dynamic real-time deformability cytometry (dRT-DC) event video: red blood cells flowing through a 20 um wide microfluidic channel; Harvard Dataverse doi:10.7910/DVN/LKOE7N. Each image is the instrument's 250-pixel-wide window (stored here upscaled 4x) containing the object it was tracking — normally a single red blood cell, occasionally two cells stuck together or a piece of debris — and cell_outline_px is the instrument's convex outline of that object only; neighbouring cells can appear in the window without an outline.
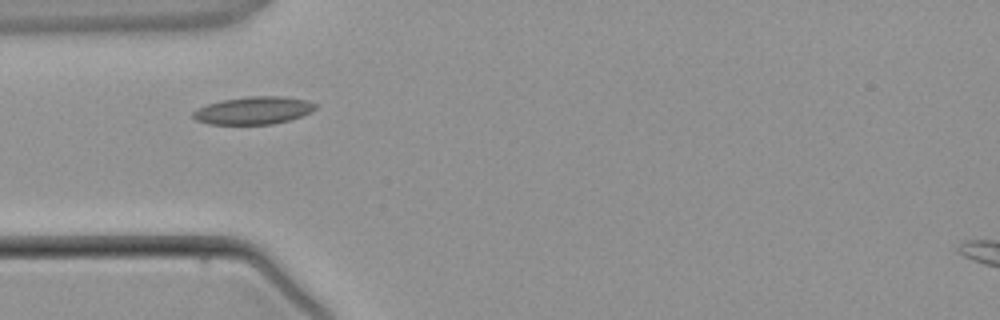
{"species": "common noctule bat (a hibernating species)", "species_latin": "Nyctalus noctula", "temperature_condition": "warm", "stored_images_in_passage": 1, "camera_frame_rate_fps": 3000, "um_per_image_px": 0.085, "animal": {"sex": "male", "body_mass_g": 21.5, "forearm_length_mm": 52.0}, "frame": {"image": 1, "passage_image": 1, "time_ms": 0.0, "image_size_px": [1000, 320], "cell_outline_px": [[316, 108], [312, 112], [288, 120], [272, 124], [208, 124], [196, 120], [192, 116], [192, 112], [196, 108], [220, 100], [248, 96], [284, 96], [308, 100], [316, 104]], "centroid_in_image_um": [21.53, 9.38], "position_along_channel_um": 63.5, "area_um2": 19.83}}